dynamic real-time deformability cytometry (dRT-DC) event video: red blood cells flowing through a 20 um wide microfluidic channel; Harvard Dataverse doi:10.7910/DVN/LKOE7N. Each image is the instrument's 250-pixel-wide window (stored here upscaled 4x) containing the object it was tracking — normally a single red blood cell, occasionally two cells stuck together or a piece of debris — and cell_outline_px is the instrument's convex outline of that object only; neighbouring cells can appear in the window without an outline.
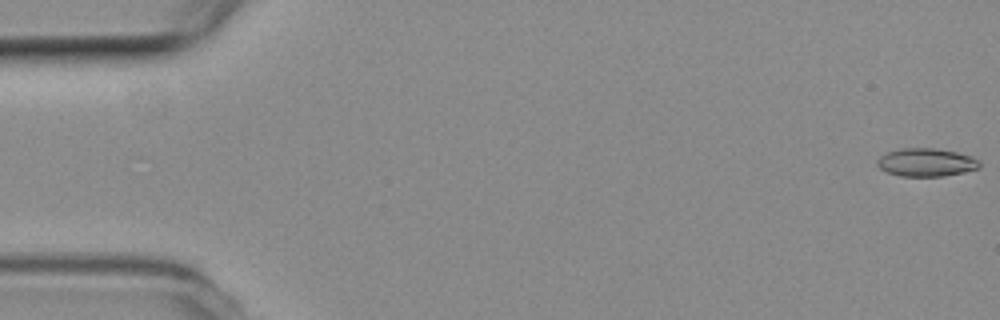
{"species": "common noctule bat (a hibernating species)", "species_latin": "Nyctalus noctula", "temperature_condition": "room temperature", "stored_images_in_passage": 52, "camera_frame_rate_fps": 3000, "um_per_image_px": 0.085, "animal": {"sex": "female", "body_mass_g": 19.3, "forearm_length_mm": 54.1}, "frame": {"image": 1, "passage_image": 1, "time_ms": 0.0, "image_size_px": [1000, 320], "cell_outline_px": [[980, 168], [964, 172], [944, 176], [900, 176], [888, 172], [880, 168], [876, 164], [876, 160], [880, 156], [888, 152], [904, 148], [936, 148], [956, 152], [980, 160]], "centroid_in_image_um": [78.73, 13.8], "position_along_channel_um": 6.3, "area_um2": 16.7}}
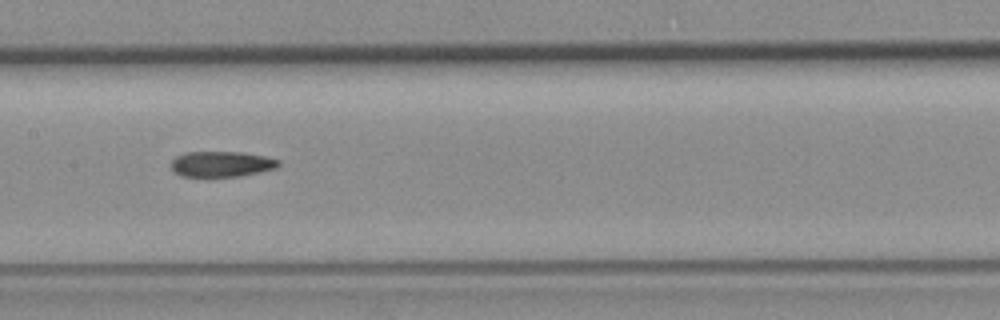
{"frame": {"image": 2, "passage_image": 27, "time_ms": 8.667, "image_size_px": [1000, 320], "cell_outline_px": [[280, 164], [276, 168], [240, 176], [180, 176], [172, 168], [172, 160], [176, 156], [184, 152], [244, 152], [268, 156], [280, 160]], "centroid_in_image_um": [18.86, 13.93], "position_along_channel_um": 188.5, "area_um2": 16.01}}
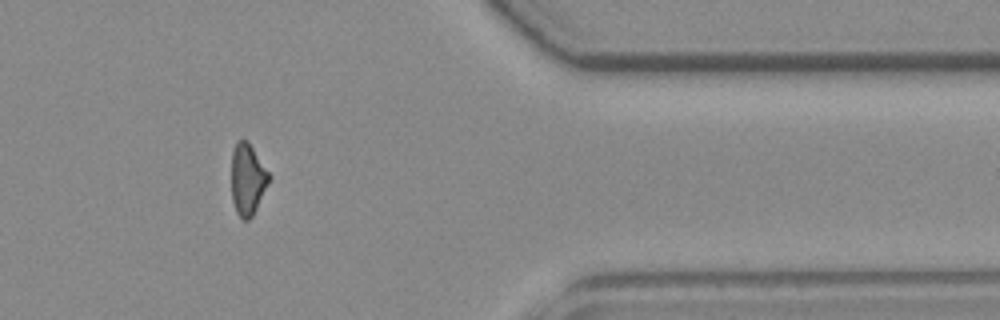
{"frame": {"image": 3, "passage_image": 45, "time_ms": 14.667, "image_size_px": [1000, 320], "cell_outline_px": [[272, 176], [252, 216], [248, 220], [244, 220], [236, 212], [232, 200], [232, 152], [236, 140], [248, 140]], "centroid_in_image_um": [21.05, 15.2], "position_along_channel_um": 390.3, "area_um2": 15.66}}